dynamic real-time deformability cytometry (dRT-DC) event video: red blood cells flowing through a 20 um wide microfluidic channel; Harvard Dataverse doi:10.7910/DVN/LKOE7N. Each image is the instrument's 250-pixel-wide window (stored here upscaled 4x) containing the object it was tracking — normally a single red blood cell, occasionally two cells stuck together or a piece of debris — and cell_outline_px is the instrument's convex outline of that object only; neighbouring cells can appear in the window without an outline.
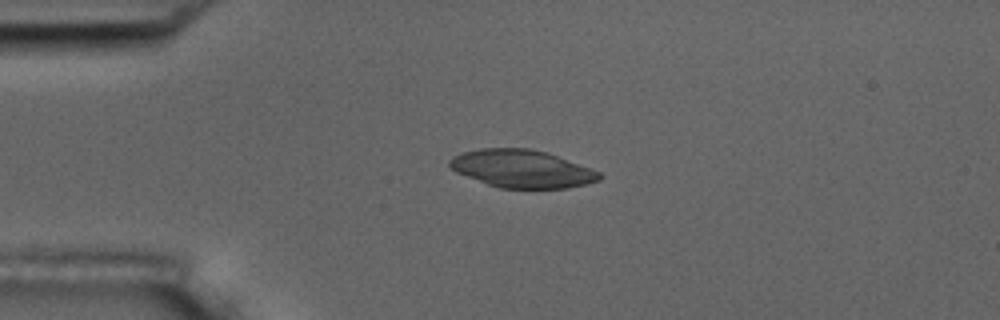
{"species": "common noctule bat (a hibernating species)", "species_latin": "Nyctalus noctula", "temperature_condition": "room temperature", "stored_images_in_passage": 3, "camera_frame_rate_fps": 3000, "um_per_image_px": 0.085, "animal": {"sex": "male", "body_mass_g": 17.5, "forearm_length_mm": 52.3}, "frame": {"image": 1, "passage_image": 2, "time_ms": 2.0, "image_size_px": [1000, 320], "cell_outline_px": [[604, 176], [600, 180], [588, 184], [568, 188], [500, 188], [488, 184], [456, 172], [448, 164], [448, 160], [452, 156], [464, 152], [480, 148], [532, 148], [548, 152], [592, 168], [600, 172]], "centroid_in_image_um": [44.41, 14.34], "position_along_channel_um": 40.6, "area_um2": 33.23}}